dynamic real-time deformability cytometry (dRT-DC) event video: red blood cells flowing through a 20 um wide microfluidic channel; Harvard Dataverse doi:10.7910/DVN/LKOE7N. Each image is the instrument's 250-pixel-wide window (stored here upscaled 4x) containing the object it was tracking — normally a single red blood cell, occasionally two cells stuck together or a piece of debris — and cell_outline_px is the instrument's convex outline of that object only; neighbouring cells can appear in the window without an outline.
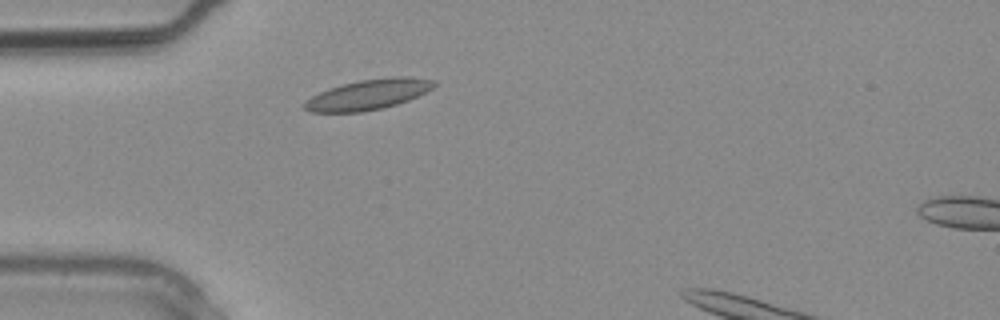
{"species": "common noctule bat (a hibernating species)", "species_latin": "Nyctalus noctula", "temperature_condition": "warm", "stored_images_in_passage": 2, "camera_frame_rate_fps": 3000, "um_per_image_px": 0.085, "animal": {"sex": "male", "body_mass_g": 20.4}, "frame": {"image": 1, "passage_image": 1, "time_ms": 0.0, "image_size_px": [1000, 320], "cell_outline_px": [[436, 84], [432, 88], [408, 100], [384, 108], [364, 112], [308, 112], [300, 104], [312, 96], [328, 88], [360, 80], [392, 76], [408, 76], [436, 80]], "centroid_in_image_um": [31.28, 8.03], "position_along_channel_um": 53.7, "area_um2": 22.95}}